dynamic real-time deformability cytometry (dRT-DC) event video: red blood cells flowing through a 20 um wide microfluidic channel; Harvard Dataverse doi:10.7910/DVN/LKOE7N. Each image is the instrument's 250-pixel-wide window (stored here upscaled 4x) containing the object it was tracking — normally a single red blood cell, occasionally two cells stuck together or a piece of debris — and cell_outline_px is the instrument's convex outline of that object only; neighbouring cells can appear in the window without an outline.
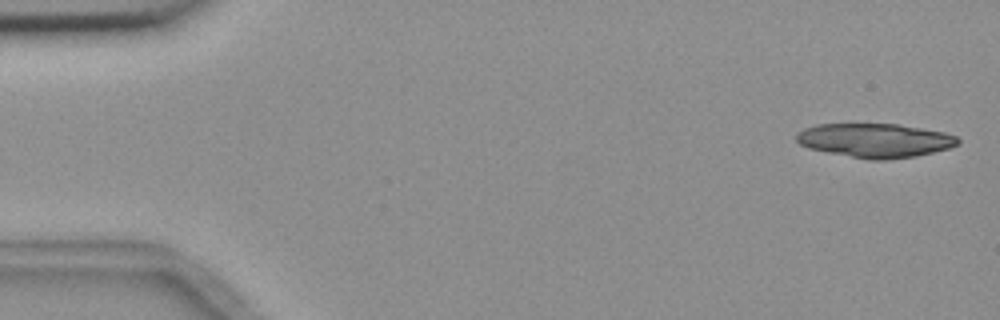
{"species": "common noctule bat (a hibernating species)", "species_latin": "Nyctalus noctula", "temperature_condition": "room temperature", "stored_images_in_passage": 6, "camera_frame_rate_fps": 3000, "um_per_image_px": 0.085, "animal": {"sex": "female", "body_mass_g": 18.4}, "frame": {"image": 1, "passage_image": 1, "time_ms": 0.0, "image_size_px": [1000, 320], "cell_outline_px": [[960, 144], [948, 148], [916, 156], [884, 160], [868, 160], [808, 148], [800, 144], [796, 140], [796, 132], [804, 128], [816, 124], [896, 124], [944, 132], [956, 136], [960, 140]], "centroid_in_image_um": [74.36, 11.93], "position_along_channel_um": 10.6, "area_um2": 32.02}}